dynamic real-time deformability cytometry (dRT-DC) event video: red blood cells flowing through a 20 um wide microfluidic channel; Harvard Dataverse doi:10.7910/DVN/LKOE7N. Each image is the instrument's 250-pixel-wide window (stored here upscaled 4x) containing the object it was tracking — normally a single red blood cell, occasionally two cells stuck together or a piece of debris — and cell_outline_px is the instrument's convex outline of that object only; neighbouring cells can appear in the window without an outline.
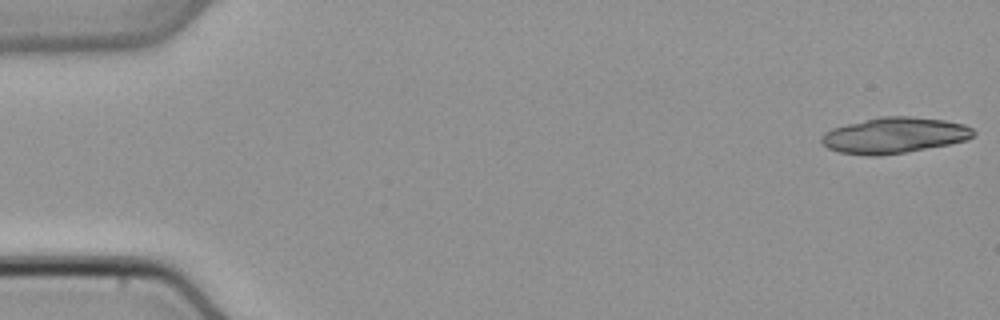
{"species": "common noctule bat (a hibernating species)", "species_latin": "Nyctalus noctula", "temperature_condition": "cold", "stored_images_in_passage": 18, "camera_frame_rate_fps": 3000, "um_per_image_px": 0.085, "animal": {"sex": "male", "body_mass_g": 21.5, "forearm_length_mm": 52.0}, "frame": {"image": 1, "passage_image": 1, "time_ms": 0.0, "image_size_px": [1000, 320], "cell_outline_px": [[976, 132], [972, 136], [964, 140], [948, 144], [904, 152], [880, 156], [868, 156], [840, 152], [828, 148], [820, 140], [820, 136], [824, 132], [832, 128], [880, 116], [908, 116], [944, 120], [964, 124], [972, 128]], "centroid_in_image_um": [75.98, 11.5], "position_along_channel_um": 9.0, "area_um2": 31.5}}